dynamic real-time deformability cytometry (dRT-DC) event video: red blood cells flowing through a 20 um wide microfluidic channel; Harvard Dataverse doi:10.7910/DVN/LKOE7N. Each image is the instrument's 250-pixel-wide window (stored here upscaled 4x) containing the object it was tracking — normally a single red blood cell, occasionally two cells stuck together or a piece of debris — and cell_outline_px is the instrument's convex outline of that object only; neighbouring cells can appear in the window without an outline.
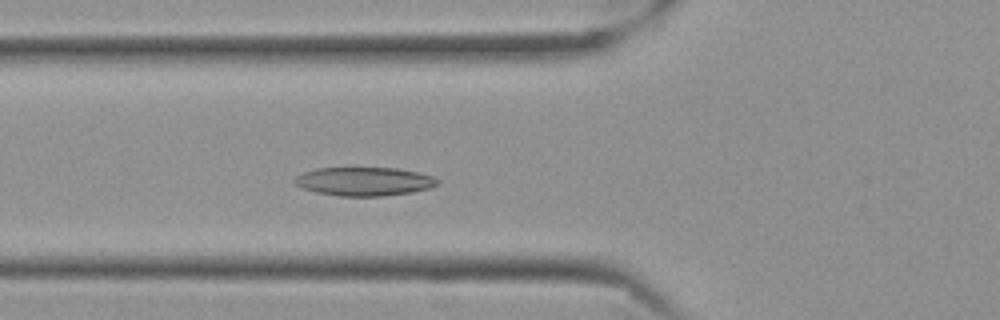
{"species": "Egyptian fruit bat (a non-hibernating species)", "species_latin": "Rousettus aegyptiacus", "temperature_condition": "cold", "stored_images_in_passage": 45, "camera_frame_rate_fps": 3000, "um_per_image_px": 0.085, "frame": {"image": 1, "passage_image": 8, "time_ms": 2.333, "image_size_px": [1000, 320], "cell_outline_px": [[440, 180], [436, 184], [428, 188], [412, 192], [384, 196], [340, 196], [316, 192], [304, 188], [296, 184], [292, 180], [296, 176], [304, 172], [316, 168], [396, 168], [420, 172], [432, 176]], "centroid_in_image_um": [30.96, 15.42], "position_along_channel_um": 94.8, "area_um2": 23.76}}
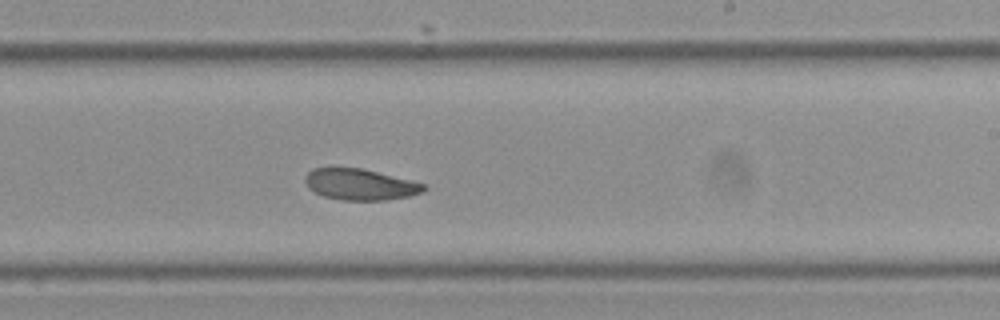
{"frame": {"image": 2, "passage_image": 22, "time_ms": 7.0, "image_size_px": [1000, 320], "cell_outline_px": [[428, 188], [424, 192], [408, 196], [388, 200], [340, 200], [324, 196], [308, 188], [304, 180], [304, 176], [312, 168], [360, 168], [428, 184]], "centroid_in_image_um": [30.64, 15.68], "position_along_channel_um": 258.4, "area_um2": 21.62}}
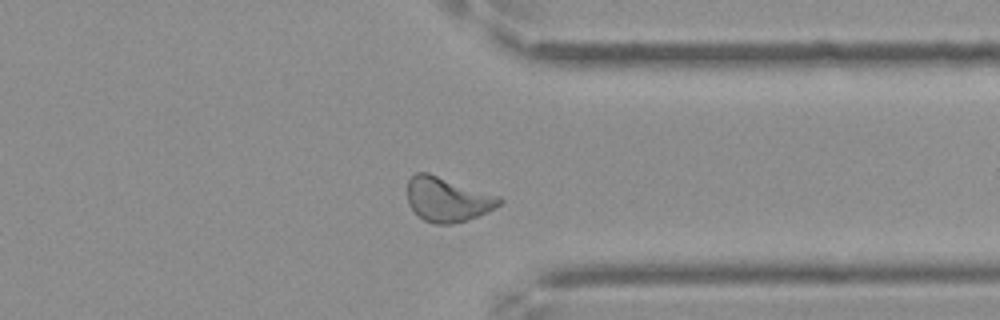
{"frame": {"image": 3, "passage_image": 32, "time_ms": 10.333, "image_size_px": [1000, 320], "cell_outline_px": [[504, 200], [496, 208], [488, 212], [452, 224], [432, 224], [424, 220], [408, 204], [408, 180], [416, 172], [428, 172], [500, 196]], "centroid_in_image_um": [38.05, 16.94], "position_along_channel_um": 373.4, "area_um2": 23.81}}